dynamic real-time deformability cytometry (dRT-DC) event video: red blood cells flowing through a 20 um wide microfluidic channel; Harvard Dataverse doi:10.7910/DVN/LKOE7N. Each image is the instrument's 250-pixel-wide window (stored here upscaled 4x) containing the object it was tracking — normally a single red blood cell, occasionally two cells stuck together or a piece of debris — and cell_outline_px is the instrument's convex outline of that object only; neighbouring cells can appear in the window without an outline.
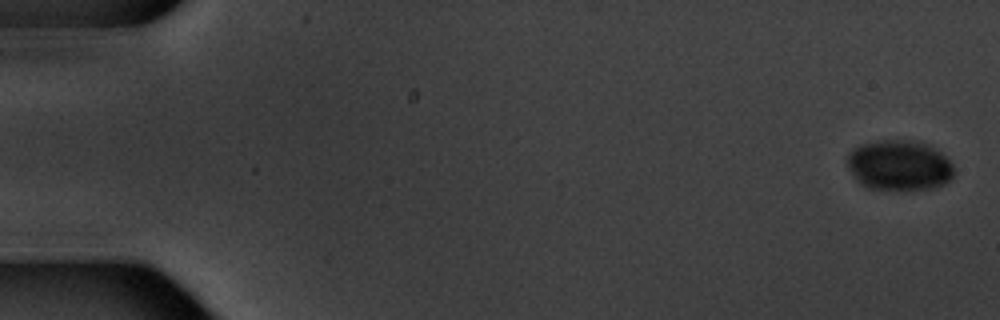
{"species": "common noctule bat (a hibernating species)", "species_latin": "Nyctalus noctula", "temperature_condition": "warm", "stored_images_in_passage": 5, "camera_frame_rate_fps": 3000, "um_per_image_px": 0.085, "animal": {"sex": "male", "body_mass_g": 20.1, "forearm_length_mm": 53.5}, "frame": {"image": 1, "passage_image": 1, "time_ms": 0.0, "image_size_px": [1000, 320], "cell_outline_px": [[952, 176], [944, 184], [932, 188], [868, 188], [860, 184], [856, 180], [848, 168], [848, 156], [860, 144], [880, 140], [912, 140], [928, 144], [940, 152], [952, 164]], "centroid_in_image_um": [76.42, 14.03], "position_along_channel_um": 8.6, "area_um2": 30.69}}